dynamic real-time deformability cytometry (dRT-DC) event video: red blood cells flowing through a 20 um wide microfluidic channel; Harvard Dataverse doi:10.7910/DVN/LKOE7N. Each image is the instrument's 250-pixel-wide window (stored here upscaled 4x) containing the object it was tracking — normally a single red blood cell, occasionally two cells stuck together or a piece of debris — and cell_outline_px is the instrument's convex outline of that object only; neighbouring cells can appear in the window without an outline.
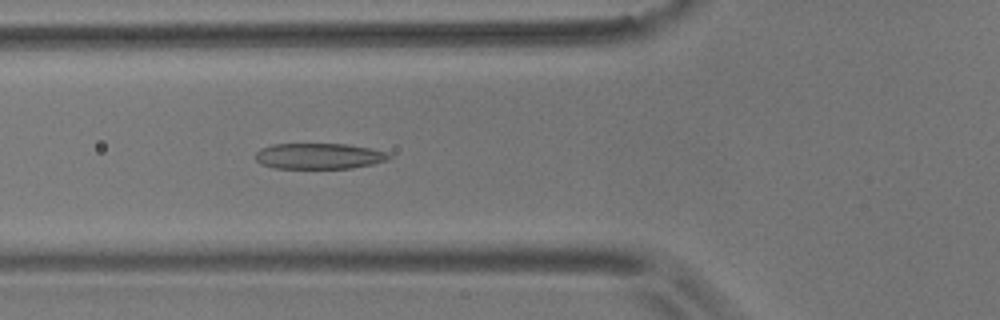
{"species": "common noctule bat (a hibernating species)", "species_latin": "Nyctalus noctula", "temperature_condition": "room temperature", "stored_images_in_passage": 55, "camera_frame_rate_fps": 3000, "um_per_image_px": 0.085, "animal": {"sex": "male", "body_mass_g": 17.9}, "frame": {"image": 1, "passage_image": 20, "time_ms": 6.333, "image_size_px": [1000, 320], "cell_outline_px": [[392, 156], [388, 160], [372, 164], [352, 168], [272, 168], [260, 164], [256, 160], [256, 152], [260, 148], [272, 144], [348, 144], [388, 152]], "centroid_in_image_um": [27.1, 13.27], "position_along_channel_um": 98.7, "area_um2": 20.17}}
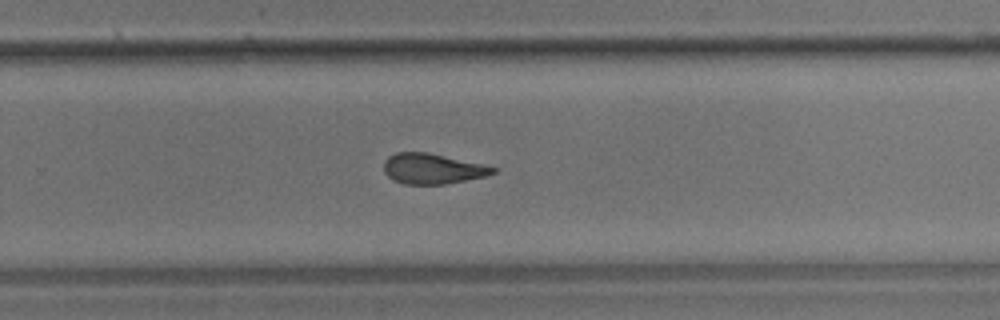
{"frame": {"image": 2, "passage_image": 36, "time_ms": 11.667, "image_size_px": [1000, 320], "cell_outline_px": [[496, 172], [484, 176], [444, 184], [404, 184], [392, 180], [384, 172], [384, 160], [388, 156], [396, 152], [428, 152], [484, 164], [496, 168]], "centroid_in_image_um": [36.72, 14.33], "position_along_channel_um": 293.1, "area_um2": 19.31}}
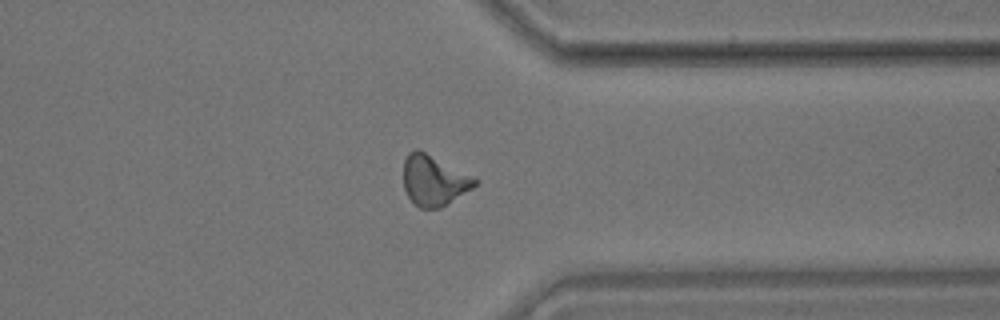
{"frame": {"image": 3, "passage_image": 43, "time_ms": 14.0, "image_size_px": [1000, 320], "cell_outline_px": [[480, 180], [472, 188], [440, 208], [420, 208], [408, 196], [404, 188], [404, 160], [408, 152], [416, 148]], "centroid_in_image_um": [36.86, 15.34], "position_along_channel_um": 374.5, "area_um2": 20.52}, "authors_computed_cell_mechanics": {"area_um2": 20.4612, "velocity_mm_per_s": 3.6412, "shape_relaxation_time_tau1_ms": 8.2708, "shape_relaxation_time_tau2_ms": 2.3429, "deformation_change_tau1": 0.1981, "deformation_change_tau2": 0.1104}}